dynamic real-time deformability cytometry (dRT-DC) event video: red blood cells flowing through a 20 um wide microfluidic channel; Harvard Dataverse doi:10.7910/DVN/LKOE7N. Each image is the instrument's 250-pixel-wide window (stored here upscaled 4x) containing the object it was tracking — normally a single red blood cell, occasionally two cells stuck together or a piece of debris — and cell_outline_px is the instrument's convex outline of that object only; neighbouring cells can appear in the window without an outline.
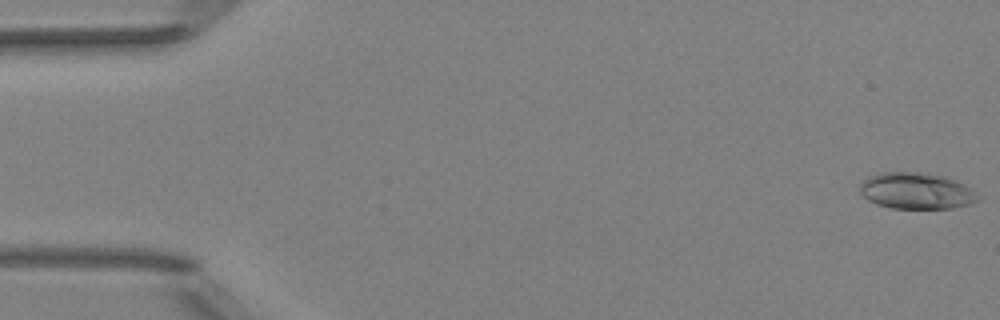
{"species": "Egyptian fruit bat (a non-hibernating species)", "species_latin": "Rousettus aegyptiacus", "temperature_condition": "room temperature", "stored_images_in_passage": 52, "segment_of_instrument_passage": [1, 2], "camera_frame_rate_fps": 3000, "um_per_image_px": 0.085, "animal": {"sex": "female"}, "frame": {"image": 1, "passage_image": 1, "time_ms": 0.0, "image_size_px": [1000, 320], "cell_outline_px": [[980, 200], [972, 204], [952, 208], [892, 208], [876, 204], [868, 200], [860, 192], [860, 184], [868, 176], [880, 172], [912, 172], [944, 176], [968, 188]], "centroid_in_image_um": [77.82, 16.23], "position_along_channel_um": 7.2, "area_um2": 24.57}}
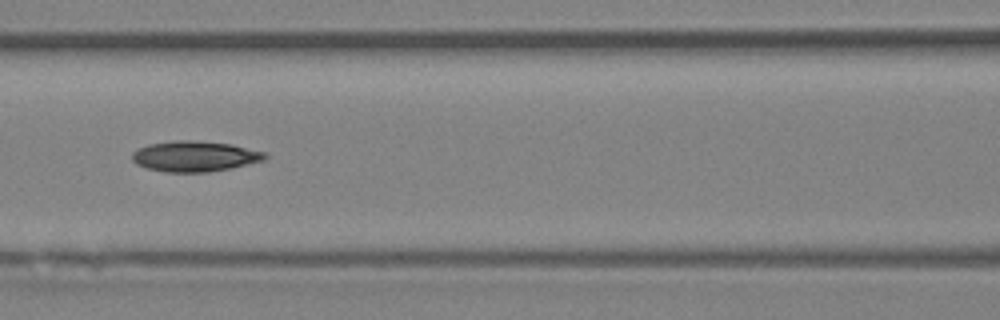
{"frame": {"image": 2, "passage_image": 23, "time_ms": 7.333, "image_size_px": [1000, 320], "cell_outline_px": [[268, 156], [264, 160], [228, 168], [208, 172], [168, 172], [148, 168], [136, 164], [132, 160], [132, 152], [148, 144], [176, 140], [192, 140], [232, 144], [268, 152]], "centroid_in_image_um": [16.57, 13.27], "position_along_channel_um": 150.0, "area_um2": 23.58}}
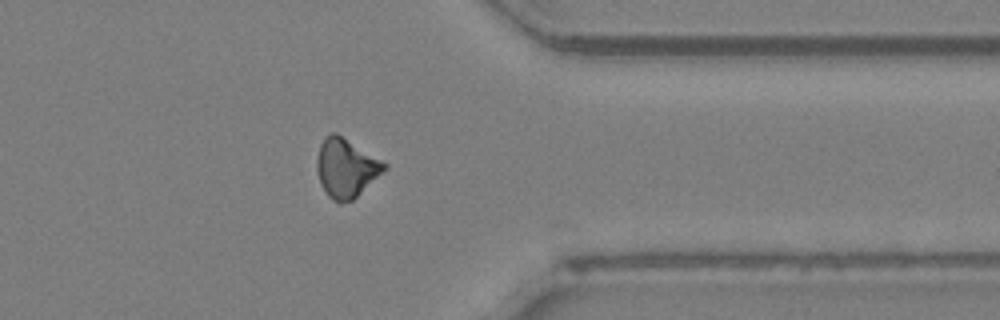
{"frame": {"image": 3, "passage_image": 41, "time_ms": 13.333, "image_size_px": [1000, 320], "cell_outline_px": [[388, 168], [352, 200], [340, 204], [332, 200], [328, 196], [320, 184], [316, 168], [316, 160], [320, 144], [332, 132], [336, 132], [388, 164]], "centroid_in_image_um": [29.41, 14.29], "position_along_channel_um": 382.0, "area_um2": 23.06}}